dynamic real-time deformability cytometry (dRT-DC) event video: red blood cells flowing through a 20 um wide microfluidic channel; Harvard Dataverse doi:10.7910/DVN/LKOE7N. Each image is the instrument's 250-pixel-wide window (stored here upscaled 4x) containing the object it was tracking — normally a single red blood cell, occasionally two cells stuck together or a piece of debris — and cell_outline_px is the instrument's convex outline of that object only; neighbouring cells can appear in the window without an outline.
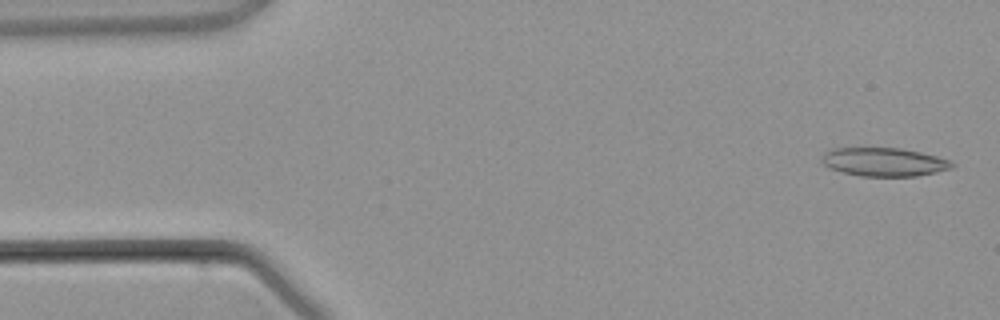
{"species": "common noctule bat (a hibernating species)", "species_latin": "Nyctalus noctula", "temperature_condition": "warm", "stored_images_in_passage": 4, "camera_frame_rate_fps": 3000, "um_per_image_px": 0.085, "animal": {"sex": "male", "body_mass_g": 21.5, "forearm_length_mm": 52.0}, "frame": {"image": 1, "passage_image": 1, "time_ms": 0.0, "image_size_px": [1000, 320], "cell_outline_px": [[956, 164], [952, 168], [936, 172], [916, 176], [860, 176], [828, 168], [820, 160], [824, 152], [832, 148], [900, 148], [920, 152], [952, 160]], "centroid_in_image_um": [75.15, 13.76], "position_along_channel_um": 9.9, "area_um2": 21.73}}
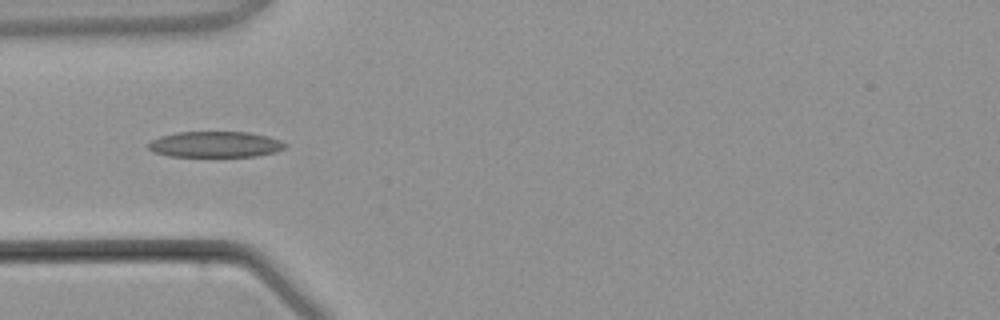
{"frame": {"image": 2, "passage_image": 4, "time_ms": 3.667, "image_size_px": [1000, 320], "cell_outline_px": [[288, 144], [284, 148], [276, 152], [256, 156], [168, 156], [152, 152], [148, 148], [148, 144], [152, 140], [160, 136], [176, 132], [248, 132], [268, 136], [280, 140]], "centroid_in_image_um": [18.3, 12.27], "position_along_channel_um": 66.7, "area_um2": 20.69}}